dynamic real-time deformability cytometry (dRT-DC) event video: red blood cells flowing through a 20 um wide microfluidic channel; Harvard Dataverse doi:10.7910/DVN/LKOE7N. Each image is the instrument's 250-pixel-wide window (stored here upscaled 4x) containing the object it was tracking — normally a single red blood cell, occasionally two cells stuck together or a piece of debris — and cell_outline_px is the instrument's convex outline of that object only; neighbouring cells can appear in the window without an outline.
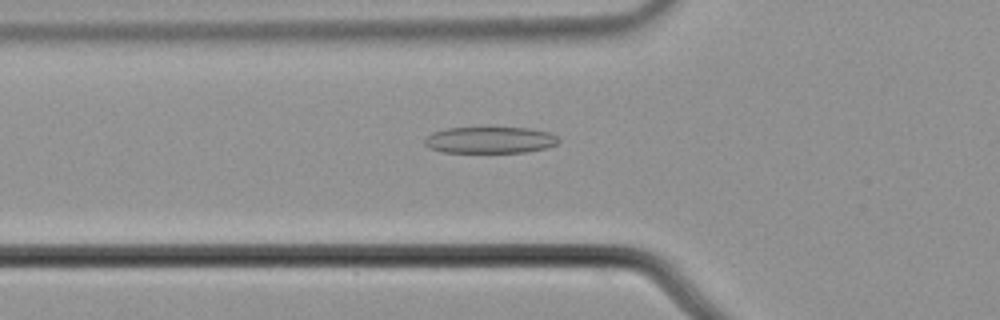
{"species": "common noctule bat (a hibernating species)", "species_latin": "Nyctalus noctula", "temperature_condition": "cold", "stored_images_in_passage": 56, "camera_frame_rate_fps": 3000, "um_per_image_px": 0.085, "animal": {"sex": "male", "body_mass_g": 21.5, "forearm_length_mm": 52.0}, "frame": {"image": 1, "passage_image": 20, "time_ms": 6.333, "image_size_px": [1000, 320], "cell_outline_px": [[560, 140], [556, 144], [548, 148], [524, 152], [444, 152], [428, 148], [424, 144], [424, 140], [432, 132], [444, 128], [532, 128], [552, 132]], "centroid_in_image_um": [41.67, 11.9], "position_along_channel_um": 84.1, "area_um2": 20.81}}
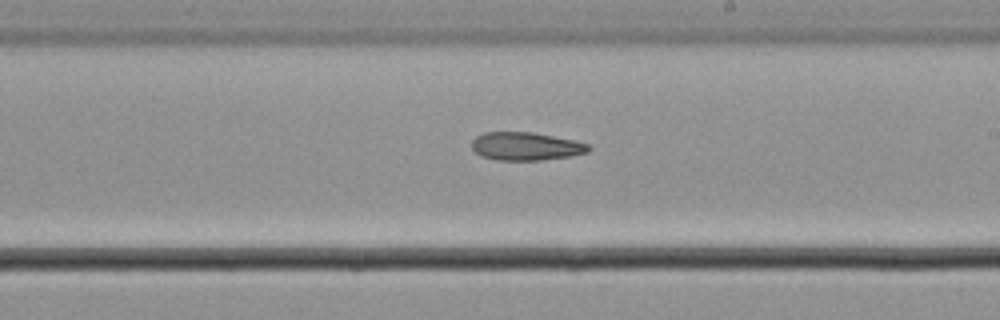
{"frame": {"image": 2, "passage_image": 33, "time_ms": 10.667, "image_size_px": [1000, 320], "cell_outline_px": [[592, 148], [588, 152], [572, 156], [540, 160], [496, 160], [480, 156], [472, 148], [472, 140], [476, 136], [484, 132], [532, 132], [576, 140], [588, 144]], "centroid_in_image_um": [44.71, 12.43], "position_along_channel_um": 244.3, "area_um2": 19.31}}
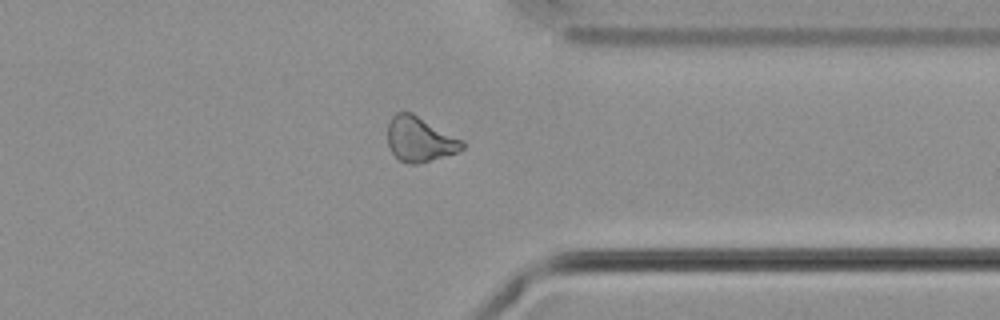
{"frame": {"image": 3, "passage_image": 44, "time_ms": 14.333, "image_size_px": [1000, 320], "cell_outline_px": [[464, 148], [456, 152], [416, 164], [408, 164], [400, 160], [392, 152], [388, 144], [388, 124], [392, 116], [396, 112], [412, 112], [464, 140]], "centroid_in_image_um": [35.68, 11.82], "position_along_channel_um": 375.7, "area_um2": 19.42}}